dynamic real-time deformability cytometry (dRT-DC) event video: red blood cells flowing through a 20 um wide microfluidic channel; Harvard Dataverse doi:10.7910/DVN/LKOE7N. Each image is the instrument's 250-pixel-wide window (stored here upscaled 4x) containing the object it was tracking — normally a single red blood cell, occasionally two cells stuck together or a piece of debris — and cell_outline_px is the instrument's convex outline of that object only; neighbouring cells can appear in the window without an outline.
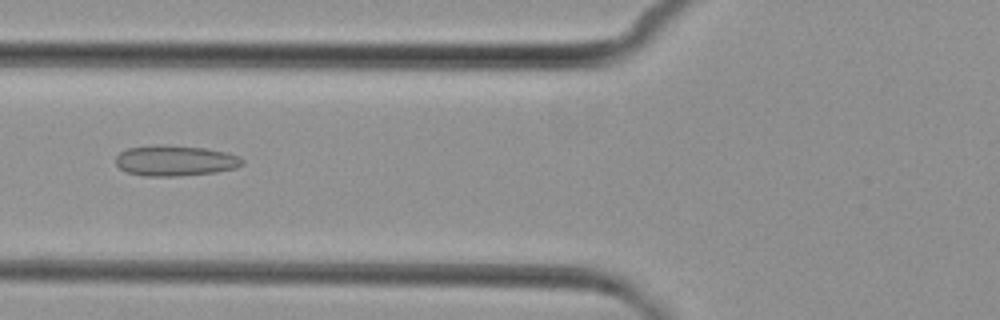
{"species": "common noctule bat (a hibernating species)", "species_latin": "Nyctalus noctula", "temperature_condition": "cold", "stored_images_in_passage": 2, "camera_frame_rate_fps": 3000, "um_per_image_px": 0.085, "animal": {"sex": "female", "body_mass_g": 29.2, "forearm_length_mm": 56.3}, "frame": {"image": 1, "passage_image": 2, "time_ms": 1.333, "image_size_px": [1000, 320], "cell_outline_px": [[244, 164], [236, 168], [216, 172], [180, 176], [144, 176], [128, 172], [120, 168], [116, 164], [116, 156], [120, 152], [128, 148], [160, 144], [204, 148], [228, 152], [240, 156], [244, 160]], "centroid_in_image_um": [14.92, 13.65], "position_along_channel_um": 110.9, "area_um2": 22.72}}